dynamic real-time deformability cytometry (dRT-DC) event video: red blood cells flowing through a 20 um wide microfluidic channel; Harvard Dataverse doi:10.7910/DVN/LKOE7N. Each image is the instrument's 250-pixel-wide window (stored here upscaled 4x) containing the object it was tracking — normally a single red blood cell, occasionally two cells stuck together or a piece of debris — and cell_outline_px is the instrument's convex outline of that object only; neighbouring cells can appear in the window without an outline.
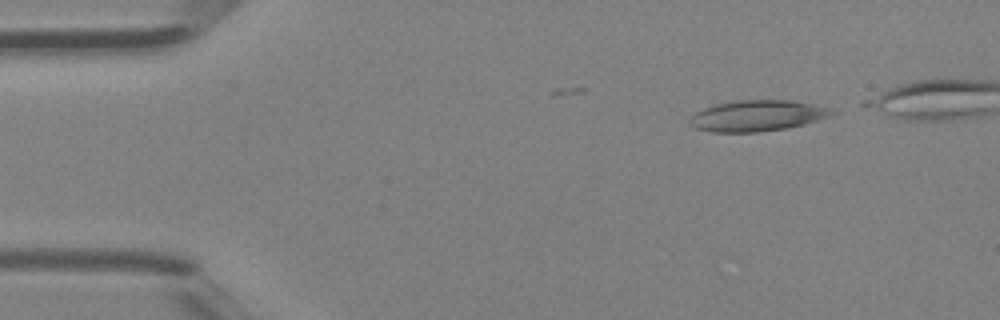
{"species": "Egyptian fruit bat (a non-hibernating species)", "species_latin": "Rousettus aegyptiacus", "temperature_condition": "room temperature", "stored_images_in_passage": 5, "camera_frame_rate_fps": 3000, "um_per_image_px": 0.085, "animal": {"sex": "female"}, "frame": {"image": 1, "passage_image": 1, "time_ms": 0.0, "image_size_px": [1000, 320], "cell_outline_px": [[840, 112], [832, 116], [804, 124], [784, 128], [760, 132], [712, 132], [696, 128], [688, 124], [688, 120], [696, 112], [712, 104], [732, 100], [792, 100], [816, 104], [832, 108]], "centroid_in_image_um": [64.41, 9.82], "position_along_channel_um": 20.6, "area_um2": 26.13}}